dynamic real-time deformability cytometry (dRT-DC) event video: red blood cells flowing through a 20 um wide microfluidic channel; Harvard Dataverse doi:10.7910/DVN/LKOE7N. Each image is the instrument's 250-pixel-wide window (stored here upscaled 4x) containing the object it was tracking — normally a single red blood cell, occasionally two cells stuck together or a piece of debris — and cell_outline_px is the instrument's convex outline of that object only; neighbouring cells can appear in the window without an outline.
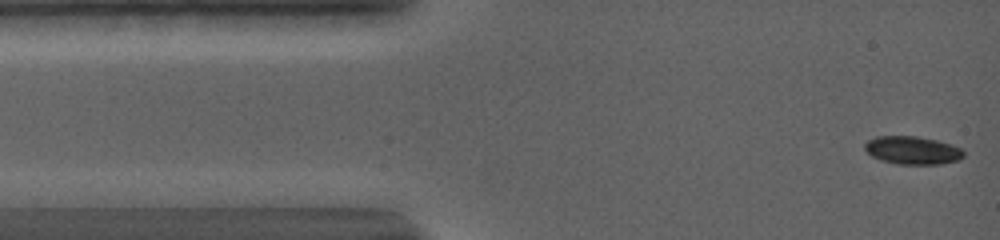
{"species": "common noctule bat (a hibernating species)", "species_latin": "Nyctalus noctula", "temperature_condition": "warm", "stored_images_in_passage": 54, "camera_frame_rate_fps": 5000, "um_per_image_px": 0.085, "animal": {"sex": "female", "body_mass_g": 19.0, "forearm_length_mm": 56.7}, "frame": {"image": 1, "passage_image": 2, "time_ms": 0.2, "image_size_px": [1000, 240], "cell_outline_px": [[964, 156], [960, 160], [940, 164], [896, 164], [880, 160], [872, 156], [864, 148], [864, 144], [868, 140], [876, 136], [916, 136], [936, 140], [960, 148], [964, 152]], "centroid_in_image_um": [77.54, 12.78], "position_along_channel_um": 7.5, "area_um2": 16.13}}
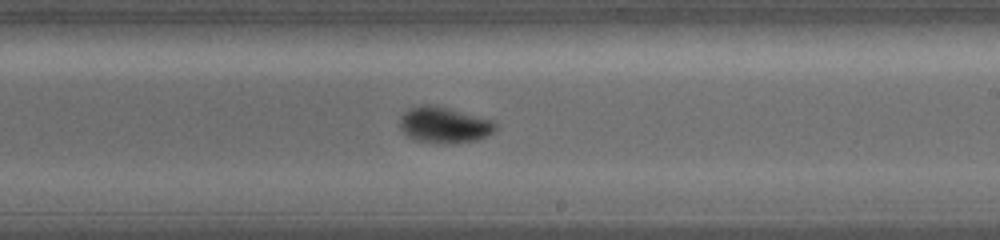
{"frame": {"image": 2, "passage_image": 27, "time_ms": 8.6, "image_size_px": [1000, 240], "cell_outline_px": [[496, 128], [488, 136], [476, 140], [416, 140], [408, 136], [400, 128], [400, 116], [404, 112], [420, 104], [428, 104], [448, 108], [492, 120], [496, 124]], "centroid_in_image_um": [37.74, 10.56], "position_along_channel_um": 251.3, "area_um2": 19.02}}
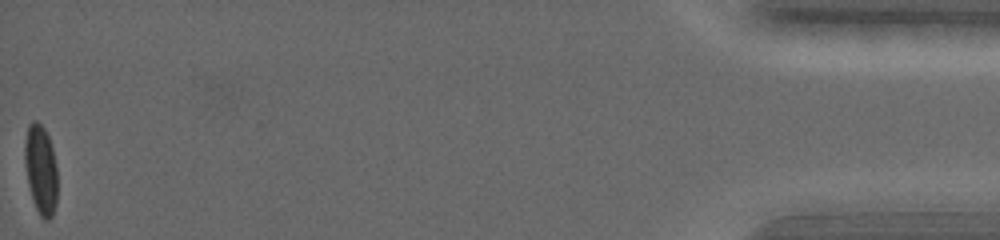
{"frame": {"image": 3, "passage_image": 54, "time_ms": 17.4, "image_size_px": [1000, 240], "cell_outline_px": [[56, 204], [52, 216], [48, 220], [44, 220], [40, 216], [32, 200], [28, 184], [24, 160], [24, 144], [28, 124], [32, 120], [36, 120], [44, 128], [48, 136], [52, 148], [56, 168]], "centroid_in_image_um": [3.44, 14.41], "position_along_channel_um": 431.8, "area_um2": 17.05}, "authors_computed_cell_mechanics": {"area_um2": 17.2533, "velocity_mm_per_s": 3.7266, "shape_relaxation_time_tau1_ms": 3.4135, "shape_relaxation_time_tau2_ms": null, "deformation_change_tau1": 0.1302, "deformation_change_tau2": null}}